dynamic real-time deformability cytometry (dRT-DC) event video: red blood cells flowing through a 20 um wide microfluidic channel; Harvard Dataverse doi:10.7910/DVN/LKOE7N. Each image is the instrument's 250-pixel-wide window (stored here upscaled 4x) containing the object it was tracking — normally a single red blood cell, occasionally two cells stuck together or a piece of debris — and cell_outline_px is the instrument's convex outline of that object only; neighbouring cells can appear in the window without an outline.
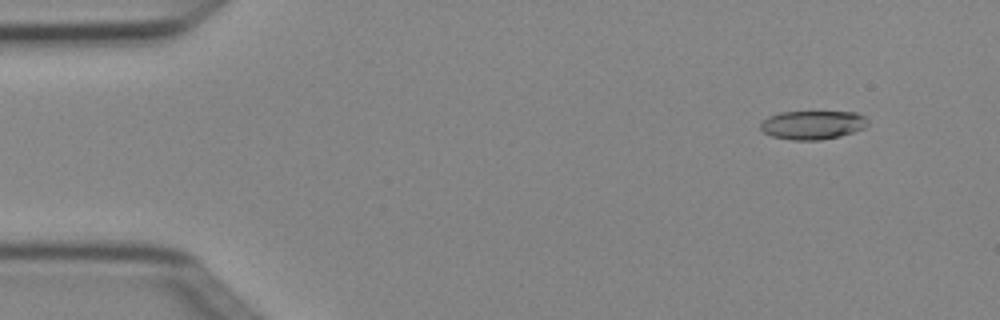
{"species": "Egyptian fruit bat (a non-hibernating species)", "species_latin": "Rousettus aegyptiacus", "temperature_condition": "cold", "stored_images_in_passage": 4, "camera_frame_rate_fps": 3000, "um_per_image_px": 0.085, "animal": {"sex": "female"}, "frame": {"image": 1, "passage_image": 2, "time_ms": 0.333, "image_size_px": [1000, 320], "cell_outline_px": [[868, 124], [864, 128], [840, 136], [820, 140], [792, 140], [772, 136], [764, 132], [760, 128], [760, 124], [768, 116], [780, 112], [856, 112], [864, 116], [868, 120]], "centroid_in_image_um": [69.07, 10.62], "position_along_channel_um": 15.9, "area_um2": 17.92}}